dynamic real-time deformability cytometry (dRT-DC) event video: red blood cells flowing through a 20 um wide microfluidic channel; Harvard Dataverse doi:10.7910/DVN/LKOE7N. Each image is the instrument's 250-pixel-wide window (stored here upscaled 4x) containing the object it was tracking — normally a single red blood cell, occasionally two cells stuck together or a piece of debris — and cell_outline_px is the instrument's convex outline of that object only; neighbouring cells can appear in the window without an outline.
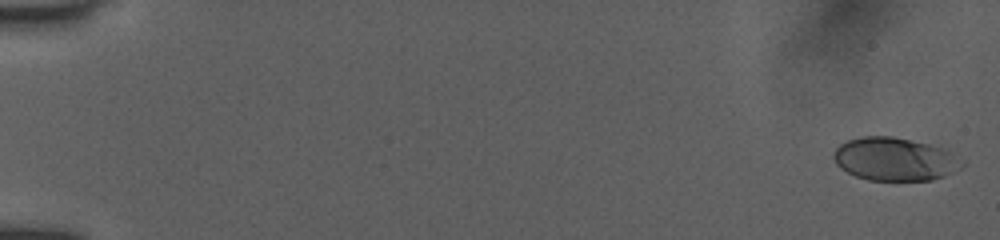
{"species": "human", "species_latin": "Homo sapiens", "temperature_condition": "room temperature", "stored_images_in_passage": 44, "camera_frame_rate_fps": 3000, "um_per_image_px": 0.085, "donor": {"sex": "female"}, "frame": {"image": 1, "passage_image": 1, "time_ms": 0.0, "image_size_px": [1000, 240], "cell_outline_px": [[964, 164], [960, 168], [944, 176], [932, 180], [868, 180], [856, 176], [840, 168], [836, 164], [832, 156], [836, 148], [840, 144], [848, 140], [864, 136], [892, 136], [928, 144], [940, 148], [964, 160]], "centroid_in_image_um": [76.02, 13.53], "position_along_channel_um": 9.0, "area_um2": 32.02}}
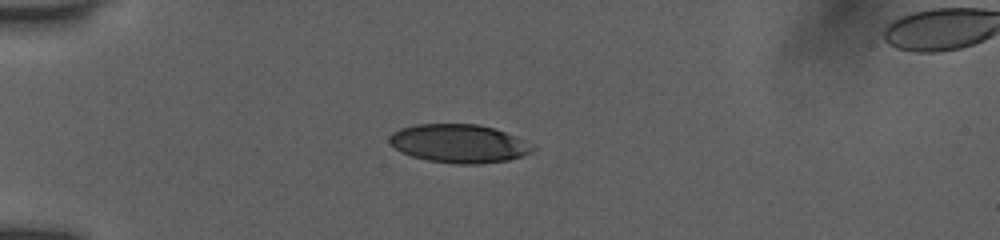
{"frame": {"image": 2, "passage_image": 36, "time_ms": 4.667, "image_size_px": [1000, 240], "cell_outline_px": [[536, 148], [532, 152], [508, 160], [476, 164], [456, 164], [428, 160], [412, 156], [400, 152], [388, 140], [388, 136], [392, 132], [400, 128], [416, 124], [476, 124], [492, 128], [516, 136], [536, 144]], "centroid_in_image_um": [39.03, 12.2], "position_along_channel_um": 46.0, "area_um2": 32.19}}